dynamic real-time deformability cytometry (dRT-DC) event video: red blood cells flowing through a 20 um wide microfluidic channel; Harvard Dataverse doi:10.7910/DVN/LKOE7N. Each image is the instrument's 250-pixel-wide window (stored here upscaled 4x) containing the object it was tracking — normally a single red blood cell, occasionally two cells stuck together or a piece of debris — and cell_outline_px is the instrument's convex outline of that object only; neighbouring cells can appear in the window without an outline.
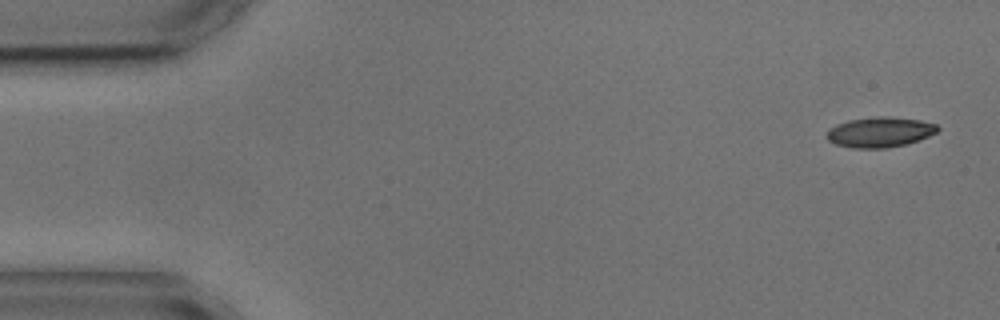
{"species": "common noctule bat (a hibernating species)", "species_latin": "Nyctalus noctula", "temperature_condition": "cold", "stored_images_in_passage": 5, "segment_of_instrument_passage": [1, 2], "camera_frame_rate_fps": 3000, "um_per_image_px": 0.085, "animal": {"sex": "male", "body_mass_g": 17.9, "forearm_length_mm": 54.2}, "frame": {"image": 1, "passage_image": 1, "time_ms": 0.0, "image_size_px": [1000, 320], "cell_outline_px": [[940, 128], [936, 132], [928, 136], [904, 144], [884, 148], [852, 148], [836, 144], [828, 140], [824, 136], [828, 128], [836, 124], [848, 120], [880, 116], [884, 116], [920, 120], [936, 124]], "centroid_in_image_um": [74.72, 11.22], "position_along_channel_um": 10.3, "area_um2": 19.42}}
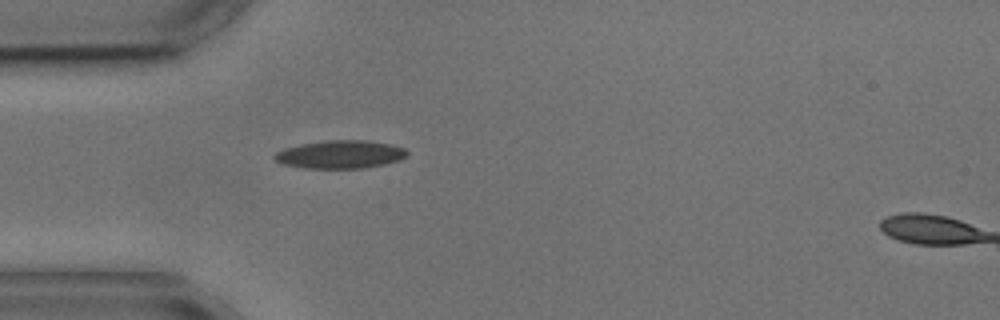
{"frame": {"image": 2, "passage_image": 4, "time_ms": 4.333, "image_size_px": [1000, 320], "cell_outline_px": [[408, 156], [400, 160], [384, 164], [364, 168], [304, 168], [284, 164], [276, 160], [272, 156], [276, 152], [284, 148], [300, 144], [324, 140], [364, 140], [392, 144], [404, 148], [408, 152]], "centroid_in_image_um": [28.94, 13.12], "position_along_channel_um": 56.1, "area_um2": 21.79}}